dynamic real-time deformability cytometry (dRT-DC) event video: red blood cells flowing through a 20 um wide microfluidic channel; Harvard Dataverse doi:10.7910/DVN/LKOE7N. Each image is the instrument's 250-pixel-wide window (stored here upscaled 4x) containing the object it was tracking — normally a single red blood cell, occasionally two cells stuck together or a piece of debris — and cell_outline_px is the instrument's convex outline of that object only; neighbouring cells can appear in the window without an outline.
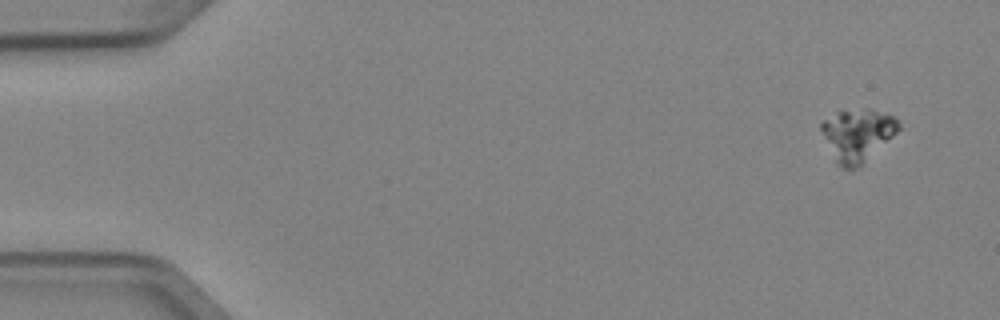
{"species": "Egyptian fruit bat (a non-hibernating species)", "species_latin": "Rousettus aegyptiacus", "temperature_condition": "cold", "stored_images_in_passage": 4, "camera_frame_rate_fps": 3000, "um_per_image_px": 0.085, "animal": {"sex": "female"}, "frame": {"image": 1, "passage_image": 1, "time_ms": 0.0, "image_size_px": [1000, 320], "cell_outline_px": [[900, 128], [892, 136], [856, 168], [844, 168], [836, 160], [820, 128], [820, 124], [824, 120], [840, 112], [868, 108], [872, 108], [892, 116], [900, 120]], "centroid_in_image_um": [72.92, 11.42], "position_along_channel_um": 12.1, "area_um2": 22.54}}